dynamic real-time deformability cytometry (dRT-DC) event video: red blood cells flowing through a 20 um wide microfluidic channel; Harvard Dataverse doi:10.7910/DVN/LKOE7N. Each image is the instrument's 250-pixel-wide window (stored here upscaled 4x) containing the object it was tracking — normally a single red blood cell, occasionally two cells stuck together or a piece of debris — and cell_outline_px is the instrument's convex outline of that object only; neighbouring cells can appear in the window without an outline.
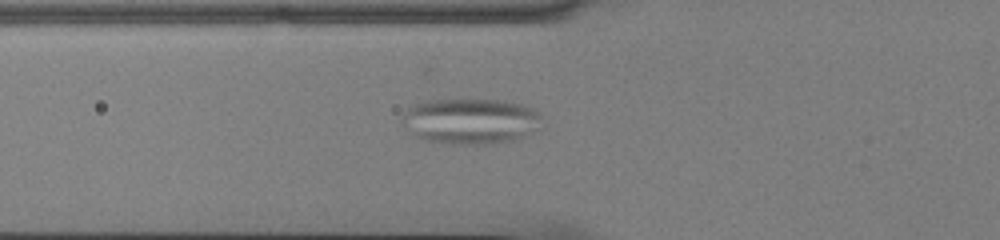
{"species": "common noctule bat (a hibernating species)", "species_latin": "Nyctalus noctula", "temperature_condition": "cold", "stored_images_in_passage": 40, "camera_frame_rate_fps": 3000, "um_per_image_px": 0.085, "animal": {"sex": "male", "body_mass_g": 13.0, "forearm_length_mm": 53.1}, "frame": {"image": 1, "passage_image": 5, "time_ms": 1.333, "image_size_px": [1000, 240], "cell_outline_px": [[540, 128], [520, 140], [496, 144], [452, 144], [424, 140], [416, 136], [400, 124], [400, 120], [404, 112], [408, 108], [416, 104], [428, 100], [504, 100], [520, 104], [532, 108], [540, 112]], "centroid_in_image_um": [40.02, 10.32], "position_along_channel_um": 85.8, "area_um2": 37.74}}
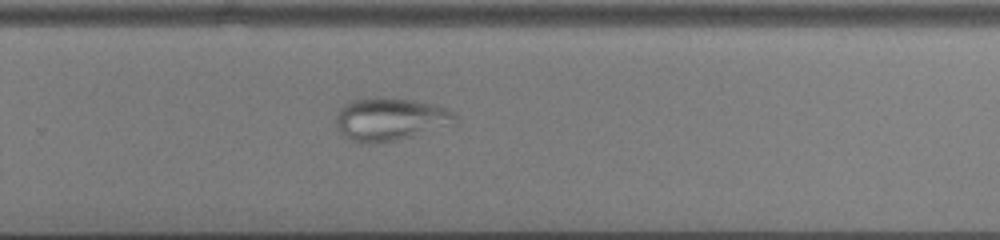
{"frame": {"image": 2, "passage_image": 22, "time_ms": 7.0, "image_size_px": [1000, 240], "cell_outline_px": [[460, 120], [456, 128], [396, 140], [368, 144], [352, 140], [344, 136], [340, 132], [336, 124], [336, 116], [340, 108], [344, 104], [352, 100], [412, 100], [436, 104], [448, 108], [456, 112]], "centroid_in_image_um": [33.37, 10.19], "position_along_channel_um": 296.4, "area_um2": 30.23}}
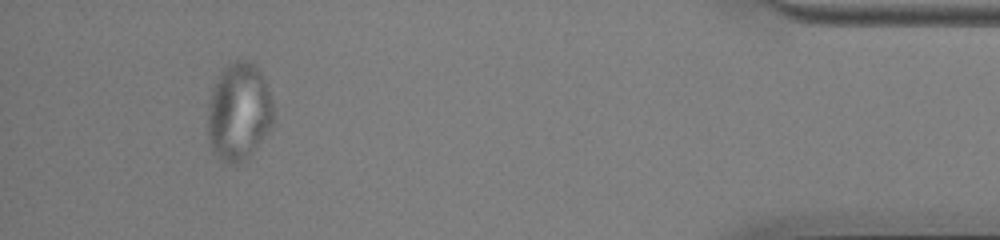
{"frame": {"image": 3, "passage_image": 36, "time_ms": 11.667, "image_size_px": [1000, 240], "cell_outline_px": [[276, 120], [268, 132], [252, 152], [244, 160], [232, 164], [228, 164], [212, 152], [208, 144], [208, 100], [212, 88], [220, 72], [228, 64], [236, 60], [244, 60], [252, 64], [260, 72], [264, 80], [272, 100], [276, 116]], "centroid_in_image_um": [20.3, 9.52], "position_along_channel_um": 414.9, "area_um2": 37.69}}